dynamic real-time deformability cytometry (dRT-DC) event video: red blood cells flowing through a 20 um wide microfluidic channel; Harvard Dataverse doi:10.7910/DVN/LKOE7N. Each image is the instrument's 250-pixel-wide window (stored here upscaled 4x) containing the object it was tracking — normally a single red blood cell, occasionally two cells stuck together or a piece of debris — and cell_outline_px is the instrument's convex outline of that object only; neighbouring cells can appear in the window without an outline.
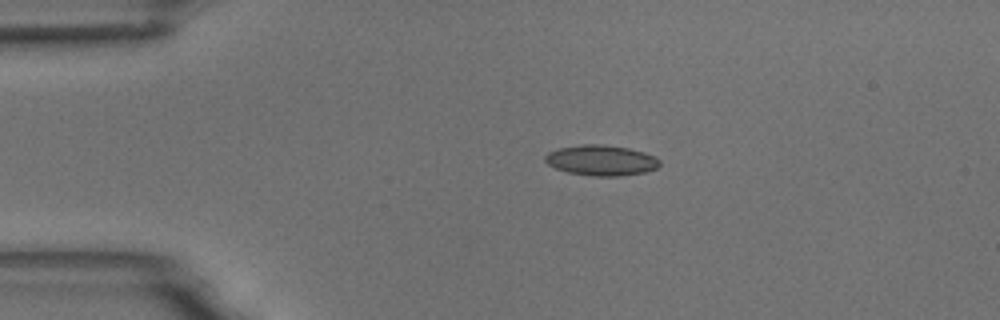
{"species": "common noctule bat (a hibernating species)", "species_latin": "Nyctalus noctula", "temperature_condition": "room temperature", "stored_images_in_passage": 35, "camera_frame_rate_fps": 3000, "um_per_image_px": 0.085, "animal": {"sex": "male", "body_mass_g": 18.8}, "frame": {"image": 1, "passage_image": 1, "time_ms": 0.0, "image_size_px": [1000, 320], "cell_outline_px": [[660, 164], [656, 168], [644, 172], [620, 176], [596, 176], [568, 172], [556, 168], [548, 164], [544, 160], [544, 156], [548, 152], [560, 148], [584, 144], [600, 144], [628, 148], [644, 152], [660, 160]], "centroid_in_image_um": [51.09, 13.62], "position_along_channel_um": 33.9, "area_um2": 20.11}}
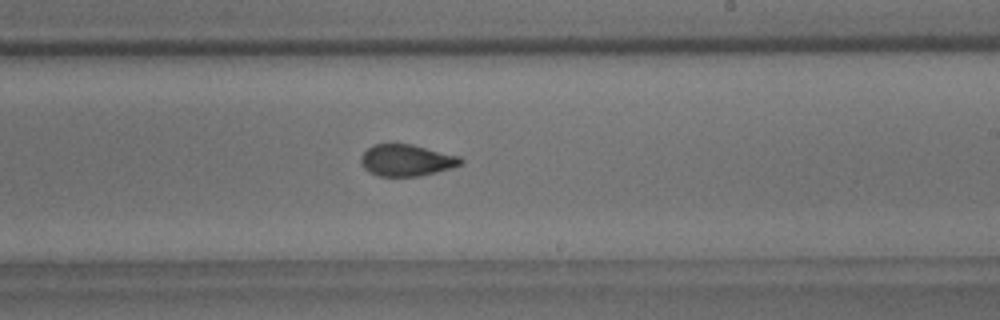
{"frame": {"image": 2, "passage_image": 22, "time_ms": 7.0, "image_size_px": [1000, 320], "cell_outline_px": [[464, 160], [460, 164], [452, 168], [420, 176], [380, 176], [368, 172], [364, 168], [360, 160], [360, 156], [372, 144], [412, 144], [460, 156]], "centroid_in_image_um": [34.55, 13.62], "position_along_channel_um": 254.5, "area_um2": 18.44}}
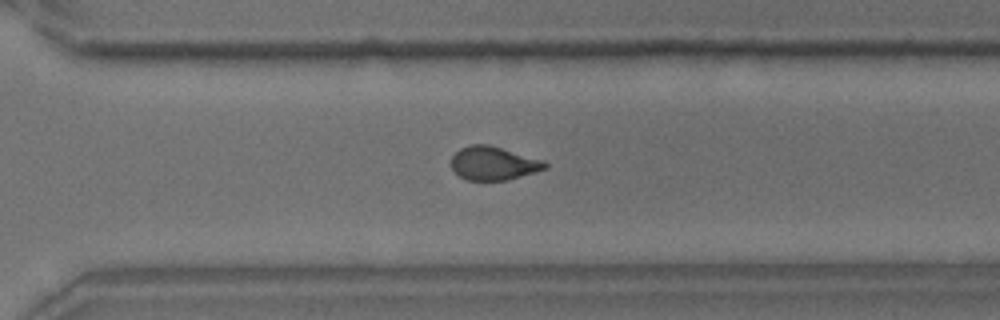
{"frame": {"image": 3, "passage_image": 28, "time_ms": 9.0, "image_size_px": [1000, 320], "cell_outline_px": [[548, 168], [508, 180], [468, 180], [460, 176], [452, 168], [452, 156], [460, 148], [472, 144], [488, 144], [544, 160], [548, 164]], "centroid_in_image_um": [41.97, 13.87], "position_along_channel_um": 328.6, "area_um2": 18.26}, "authors_computed_cell_mechanics": {"area_um2": 18.8428, "velocity_mm_per_s": 3.7231, "shape_relaxation_time_tau1_ms": 10.4141, "shape_relaxation_time_tau2_ms": 1.3482, "deformation_change_tau1": 0.2137, "deformation_change_tau2": 0.0569}}